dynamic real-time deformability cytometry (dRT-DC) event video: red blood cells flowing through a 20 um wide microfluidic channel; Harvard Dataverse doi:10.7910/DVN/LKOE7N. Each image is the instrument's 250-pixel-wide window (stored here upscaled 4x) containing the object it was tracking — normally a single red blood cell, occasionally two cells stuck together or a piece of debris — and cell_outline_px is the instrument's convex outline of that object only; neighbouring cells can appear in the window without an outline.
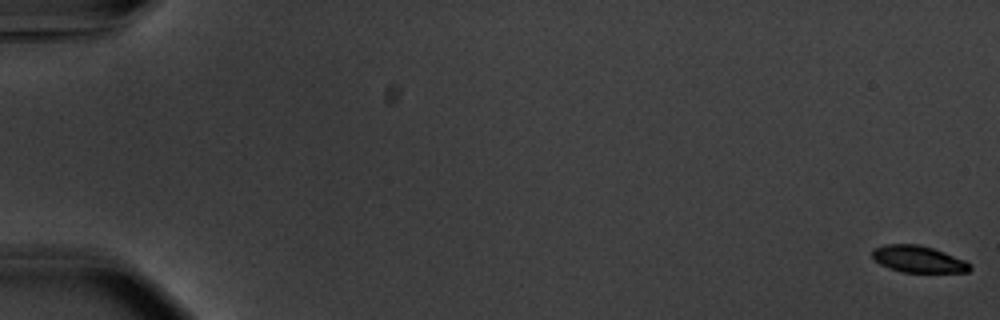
{"species": "common noctule bat (a hibernating species)", "species_latin": "Nyctalus noctula", "temperature_condition": "warm", "stored_images_in_passage": 58, "segment_of_instrument_passage": [1, 2], "camera_frame_rate_fps": 3000, "um_per_image_px": 0.085, "animal": {"sex": "male", "body_mass_g": 20.1, "forearm_length_mm": 53.5}, "frame": {"image": 1, "passage_image": 1, "time_ms": 0.0, "image_size_px": [1000, 320], "cell_outline_px": [[972, 268], [968, 272], [904, 272], [888, 268], [880, 264], [872, 256], [872, 248], [884, 244], [920, 244], [944, 252], [964, 260], [972, 264]], "centroid_in_image_um": [78.05, 22.02], "position_along_channel_um": 7.0, "area_um2": 15.26}}
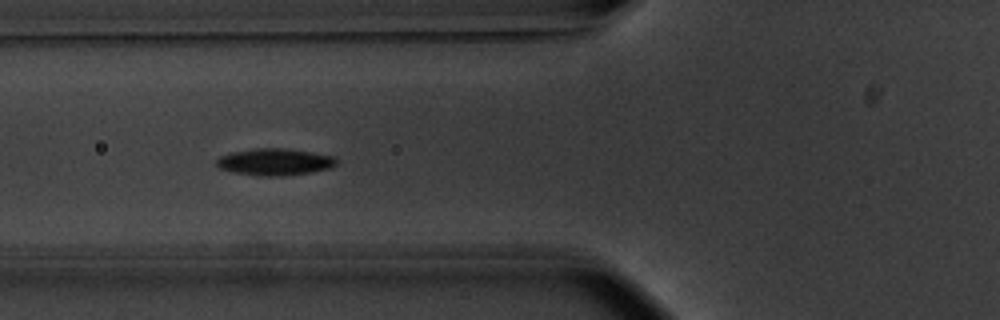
{"frame": {"image": 2, "passage_image": 23, "time_ms": 7.333, "image_size_px": [1000, 320], "cell_outline_px": [[336, 164], [332, 168], [312, 172], [284, 176], [260, 176], [232, 172], [220, 168], [216, 164], [216, 160], [220, 156], [232, 152], [256, 148], [284, 148], [312, 152], [332, 156], [336, 160]], "centroid_in_image_um": [23.35, 13.77], "position_along_channel_um": 102.4, "area_um2": 18.79}}
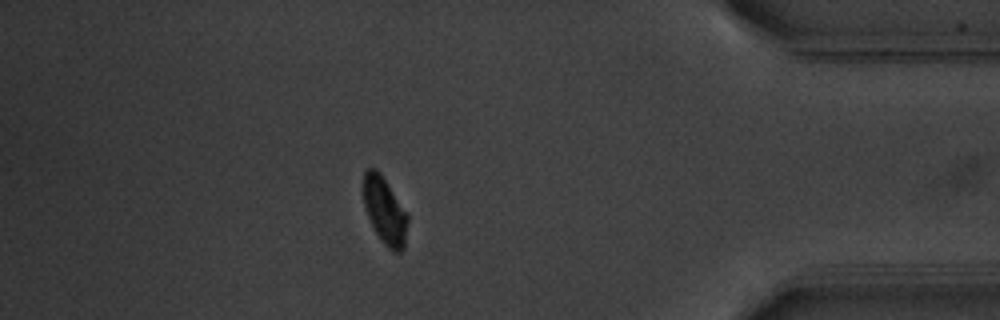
{"frame": {"image": 3, "passage_image": 50, "time_ms": 16.333, "image_size_px": [1000, 320], "cell_outline_px": [[408, 220], [404, 248], [400, 252], [392, 252], [384, 244], [376, 232], [368, 216], [364, 204], [364, 172], [368, 168], [376, 168], [380, 172], [408, 216]], "centroid_in_image_um": [32.71, 17.93], "position_along_channel_um": 402.5, "area_um2": 16.88}}